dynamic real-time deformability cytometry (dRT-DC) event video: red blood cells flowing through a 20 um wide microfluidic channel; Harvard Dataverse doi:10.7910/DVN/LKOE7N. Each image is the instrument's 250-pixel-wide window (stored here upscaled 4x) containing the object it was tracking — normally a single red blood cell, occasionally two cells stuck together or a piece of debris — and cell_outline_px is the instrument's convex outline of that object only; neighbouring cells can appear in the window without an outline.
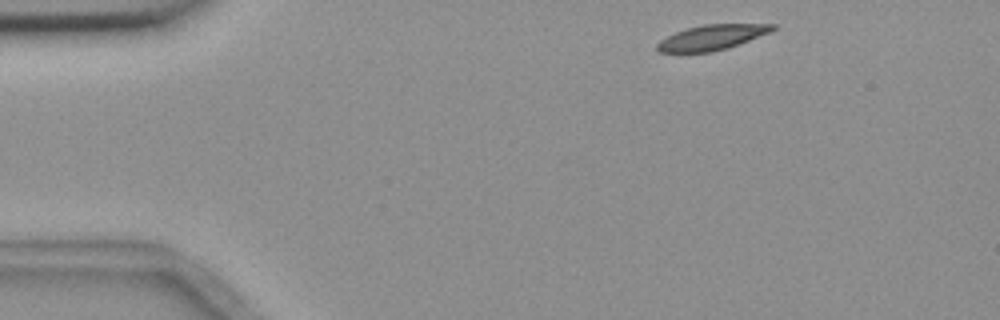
{"species": "common noctule bat (a hibernating species)", "species_latin": "Nyctalus noctula", "temperature_condition": "room temperature", "stored_images_in_passage": 4, "segment_of_instrument_passage": [1, 2], "camera_frame_rate_fps": 3000, "um_per_image_px": 0.085, "animal": {"sex": "female", "body_mass_g": 18.4}, "frame": {"image": 1, "passage_image": 1, "time_ms": 0.0, "image_size_px": [1000, 320], "cell_outline_px": [[776, 28], [768, 32], [728, 48], [712, 52], [656, 52], [656, 44], [660, 40], [676, 32], [688, 28], [704, 24], [776, 24]], "centroid_in_image_um": [60.46, 3.18], "position_along_channel_um": 24.5, "area_um2": 16.65}}